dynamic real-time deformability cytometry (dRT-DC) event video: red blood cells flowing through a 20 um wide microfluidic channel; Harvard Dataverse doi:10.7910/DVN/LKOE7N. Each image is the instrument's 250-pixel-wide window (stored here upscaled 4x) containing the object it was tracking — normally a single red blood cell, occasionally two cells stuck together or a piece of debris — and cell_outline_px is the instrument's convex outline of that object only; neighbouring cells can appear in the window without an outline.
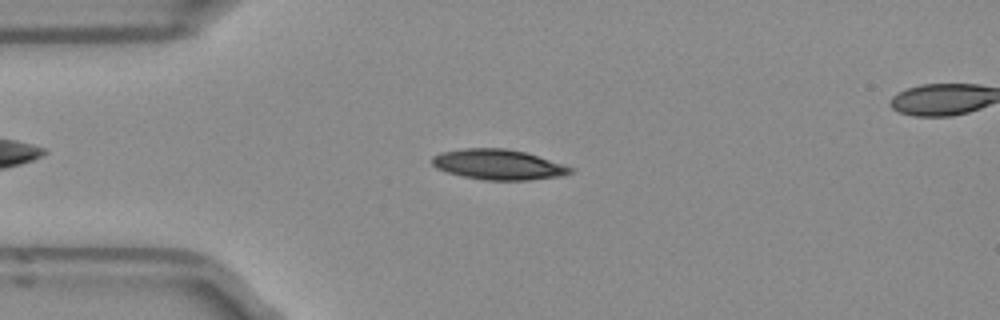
{"species": "Egyptian fruit bat (a non-hibernating species)", "species_latin": "Rousettus aegyptiacus", "temperature_condition": "room temperature", "stored_images_in_passage": 47, "camera_frame_rate_fps": 3000, "um_per_image_px": 0.085, "frame": {"image": 1, "passage_image": 8, "time_ms": 2.333, "image_size_px": [1000, 320], "cell_outline_px": [[572, 172], [560, 176], [528, 180], [484, 180], [464, 176], [448, 172], [436, 168], [432, 164], [432, 156], [440, 152], [464, 148], [508, 148], [524, 152], [572, 168]], "centroid_in_image_um": [42.28, 13.98], "position_along_channel_um": 42.7, "area_um2": 24.04}}
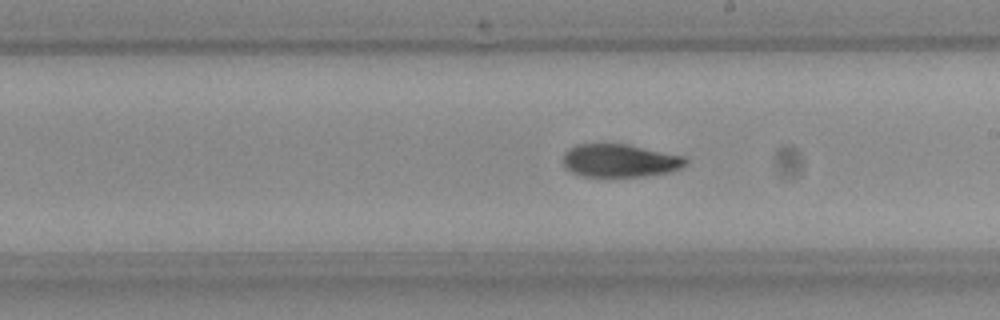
{"frame": {"image": 2, "passage_image": 24, "time_ms": 7.667, "image_size_px": [1000, 320], "cell_outline_px": [[688, 164], [680, 168], [668, 172], [640, 176], [584, 176], [572, 172], [564, 164], [564, 152], [568, 148], [576, 144], [628, 144], [684, 156], [688, 160]], "centroid_in_image_um": [52.7, 13.64], "position_along_channel_um": 236.3, "area_um2": 23.41}}
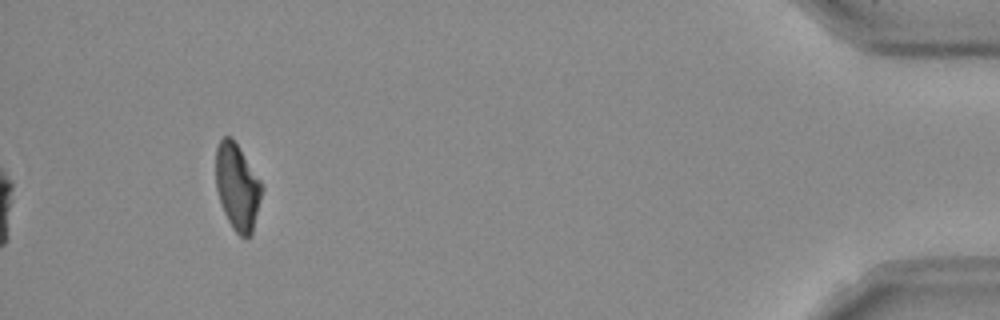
{"frame": {"image": 3, "passage_image": 43, "time_ms": 14.0, "image_size_px": [1000, 320], "cell_outline_px": [[264, 188], [252, 232], [248, 236], [240, 236], [236, 232], [228, 220], [224, 212], [216, 188], [216, 148], [220, 140], [224, 136], [232, 136], [264, 184]], "centroid_in_image_um": [20.19, 15.83], "position_along_channel_um": 415.0, "area_um2": 23.24}, "authors_computed_cell_mechanics": {"area_um2": 24.1604, "velocity_mm_per_s": 3.972, "shape_relaxation_time_tau1_ms": 3.8387, "shape_relaxation_time_tau2_ms": 4.4013, "deformation_change_tau1": 0.142, "deformation_change_tau2": 0.0941}}